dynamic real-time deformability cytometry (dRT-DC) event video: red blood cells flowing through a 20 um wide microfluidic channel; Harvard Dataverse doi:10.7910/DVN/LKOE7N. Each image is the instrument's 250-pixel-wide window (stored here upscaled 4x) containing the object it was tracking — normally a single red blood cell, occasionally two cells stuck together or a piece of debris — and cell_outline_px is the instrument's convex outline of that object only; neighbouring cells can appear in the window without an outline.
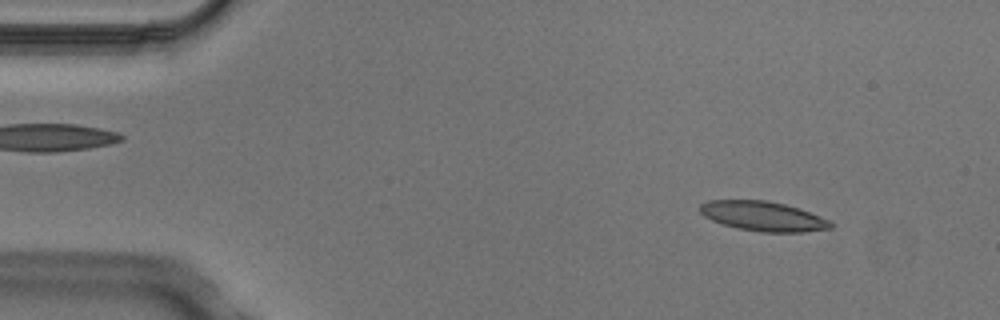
{"species": "Egyptian fruit bat (a non-hibernating species)", "species_latin": "Rousettus aegyptiacus", "temperature_condition": "cold", "stored_images_in_passage": 4, "camera_frame_rate_fps": 3000, "um_per_image_px": 0.085, "animal": {"sex": "male"}, "frame": {"image": 1, "passage_image": 1, "time_ms": 0.0, "image_size_px": [1000, 320], "cell_outline_px": [[836, 224], [832, 228], [804, 232], [760, 232], [736, 228], [712, 220], [704, 216], [700, 212], [700, 204], [708, 200], [764, 200], [784, 204], [800, 208], [820, 216]], "centroid_in_image_um": [64.88, 18.38], "position_along_channel_um": 20.1, "area_um2": 22.66}}
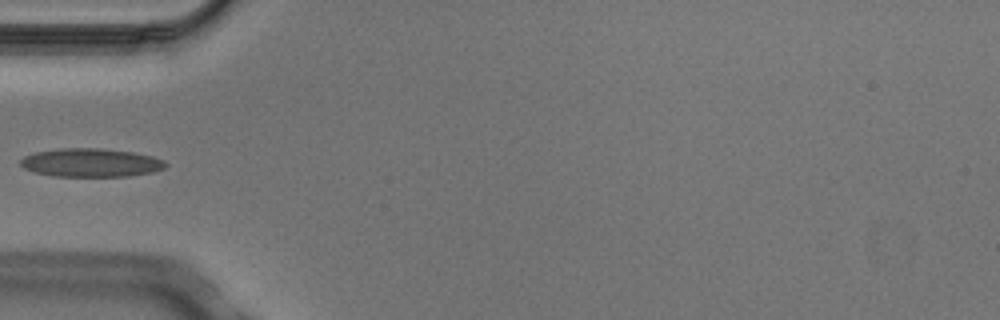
{"frame": {"image": 2, "passage_image": 4, "time_ms": 1.0, "image_size_px": [1000, 320], "cell_outline_px": [[168, 164], [164, 168], [152, 172], [128, 176], [52, 176], [36, 172], [24, 168], [20, 164], [20, 160], [24, 156], [36, 152], [60, 148], [100, 148], [132, 152], [152, 156], [164, 160]], "centroid_in_image_um": [7.73, 13.82], "position_along_channel_um": 77.3, "area_um2": 23.99}}